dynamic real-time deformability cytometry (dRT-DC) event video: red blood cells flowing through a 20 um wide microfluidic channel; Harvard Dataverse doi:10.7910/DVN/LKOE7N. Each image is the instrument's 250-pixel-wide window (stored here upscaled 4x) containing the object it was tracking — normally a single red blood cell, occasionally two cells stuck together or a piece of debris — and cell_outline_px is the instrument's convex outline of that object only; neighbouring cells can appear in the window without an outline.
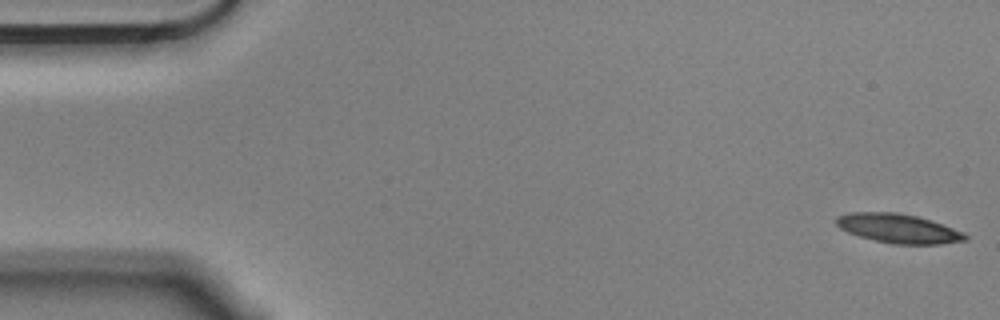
{"species": "Egyptian fruit bat (a non-hibernating species)", "species_latin": "Rousettus aegyptiacus", "temperature_condition": "cold", "stored_images_in_passage": 4, "camera_frame_rate_fps": 3000, "um_per_image_px": 0.085, "animal": {"sex": "male"}, "frame": {"image": 1, "passage_image": 1, "time_ms": 0.0, "image_size_px": [1000, 320], "cell_outline_px": [[968, 240], [940, 244], [896, 244], [876, 240], [860, 236], [848, 232], [840, 228], [836, 224], [836, 216], [848, 212], [896, 212], [916, 216], [932, 220], [964, 232], [968, 236]], "centroid_in_image_um": [76.38, 19.41], "position_along_channel_um": 8.6, "area_um2": 21.91}}
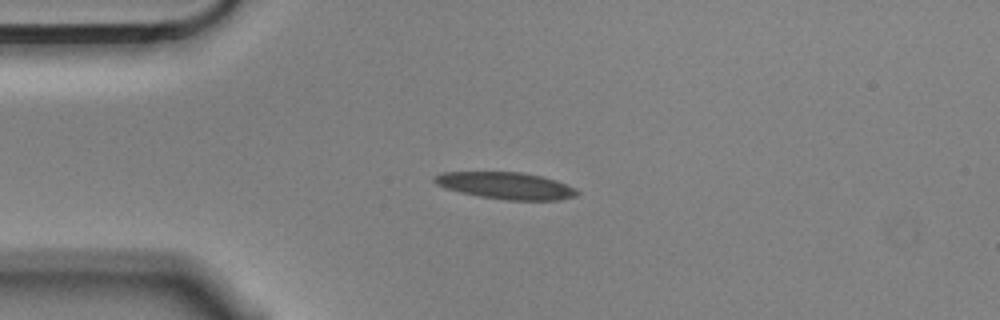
{"frame": {"image": 2, "passage_image": 4, "time_ms": 1.0, "image_size_px": [1000, 320], "cell_outline_px": [[580, 192], [576, 196], [560, 200], [504, 200], [480, 196], [460, 192], [444, 188], [436, 184], [432, 180], [432, 176], [444, 172], [520, 172], [540, 176], [556, 180], [576, 188]], "centroid_in_image_um": [43.0, 15.78], "position_along_channel_um": 42.0, "area_um2": 22.43}}